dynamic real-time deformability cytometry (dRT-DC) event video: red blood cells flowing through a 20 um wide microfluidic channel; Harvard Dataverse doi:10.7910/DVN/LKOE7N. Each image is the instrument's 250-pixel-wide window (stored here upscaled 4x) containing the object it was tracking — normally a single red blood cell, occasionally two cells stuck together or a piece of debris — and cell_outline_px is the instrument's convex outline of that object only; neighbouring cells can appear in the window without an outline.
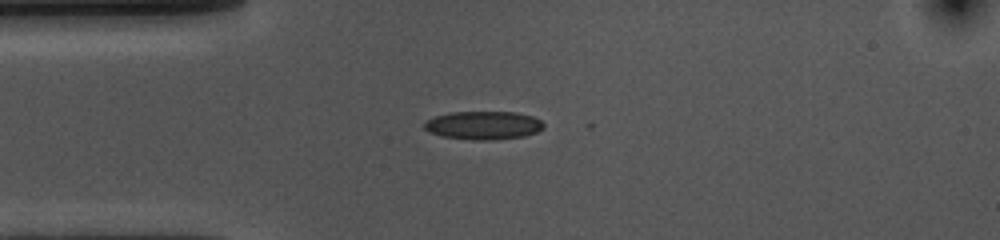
{"species": "common noctule bat (a hibernating species)", "species_latin": "Nyctalus noctula", "temperature_condition": "cold", "stored_images_in_passage": 3, "camera_frame_rate_fps": 3000, "um_per_image_px": 0.085, "animal": {"sex": "female", "body_mass_g": 10.0, "forearm_length_mm": 53.1}, "frame": {"image": 1, "passage_image": 2, "time_ms": 0.333, "image_size_px": [1000, 240], "cell_outline_px": [[544, 128], [536, 132], [524, 136], [492, 140], [472, 140], [440, 136], [424, 128], [424, 120], [436, 116], [452, 112], [516, 112], [532, 116], [540, 120], [544, 124]], "centroid_in_image_um": [41.09, 10.65], "position_along_channel_um": 43.9, "area_um2": 19.71}}